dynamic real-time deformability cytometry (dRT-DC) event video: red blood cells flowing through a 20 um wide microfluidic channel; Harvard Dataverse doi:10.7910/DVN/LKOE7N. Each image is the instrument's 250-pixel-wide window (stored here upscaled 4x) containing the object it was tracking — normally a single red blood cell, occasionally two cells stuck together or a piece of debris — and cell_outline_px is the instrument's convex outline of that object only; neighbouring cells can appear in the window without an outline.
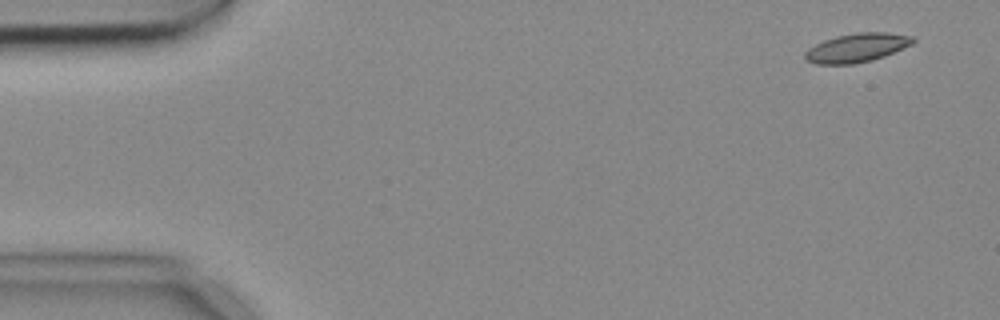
{"species": "common noctule bat (a hibernating species)", "species_latin": "Nyctalus noctula", "temperature_condition": "cold", "stored_images_in_passage": 3, "camera_frame_rate_fps": 3000, "um_per_image_px": 0.085, "animal": {"sex": "female", "body_mass_g": 18.4}, "frame": {"image": 1, "passage_image": 1, "time_ms": 0.0, "image_size_px": [1000, 320], "cell_outline_px": [[916, 40], [912, 44], [884, 56], [872, 60], [852, 64], [816, 64], [808, 60], [804, 56], [804, 52], [808, 48], [824, 40], [836, 36], [856, 32], [888, 32], [916, 36]], "centroid_in_image_um": [72.86, 4.04], "position_along_channel_um": 12.1, "area_um2": 18.21}}
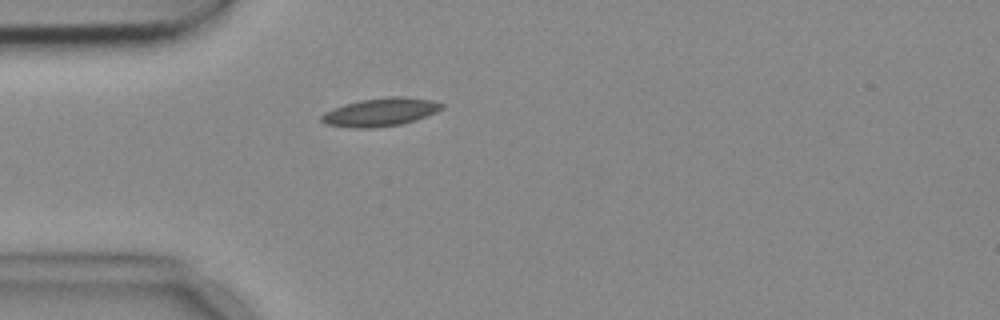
{"frame": {"image": 2, "passage_image": 3, "time_ms": 0.667, "image_size_px": [1000, 320], "cell_outline_px": [[444, 108], [436, 112], [416, 120], [400, 124], [372, 128], [352, 128], [324, 124], [320, 120], [320, 116], [324, 112], [344, 104], [360, 100], [388, 96], [404, 96], [432, 100], [444, 104]], "centroid_in_image_um": [32.33, 9.52], "position_along_channel_um": 52.7, "area_um2": 19.94}}